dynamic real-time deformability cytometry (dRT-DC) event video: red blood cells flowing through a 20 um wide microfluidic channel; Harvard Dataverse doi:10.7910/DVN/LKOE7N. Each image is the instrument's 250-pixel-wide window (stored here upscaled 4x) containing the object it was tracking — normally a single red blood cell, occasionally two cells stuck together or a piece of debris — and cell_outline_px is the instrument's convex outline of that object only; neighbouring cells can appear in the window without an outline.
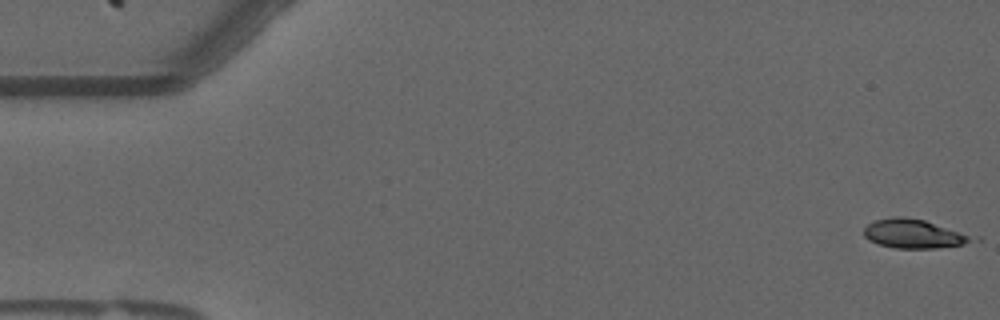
{"species": "common noctule bat (a hibernating species)", "species_latin": "Nyctalus noctula", "temperature_condition": "warm", "stored_images_in_passage": 17, "camera_frame_rate_fps": 3000, "um_per_image_px": 0.085, "animal": {"sex": "male", "forearm_length_mm": 52.5}, "frame": {"image": 1, "passage_image": 1, "time_ms": 0.0, "image_size_px": [1000, 320], "cell_outline_px": [[972, 240], [964, 244], [936, 248], [896, 248], [880, 244], [868, 240], [864, 236], [864, 228], [868, 224], [876, 220], [892, 216], [904, 216], [924, 220], [968, 236]], "centroid_in_image_um": [77.52, 19.86], "position_along_channel_um": 7.5, "area_um2": 17.57}}
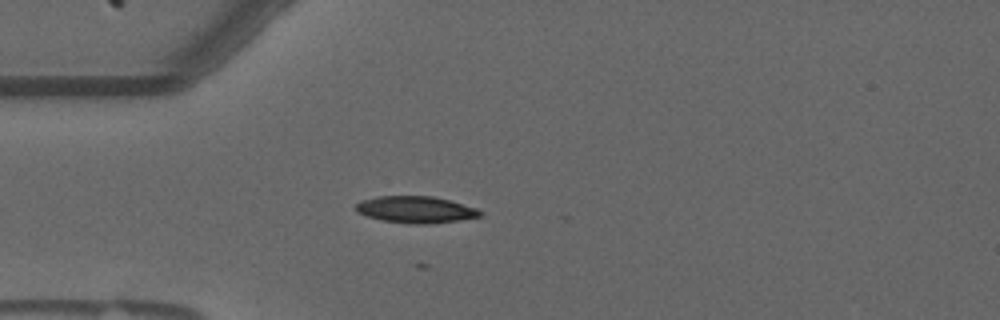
{"frame": {"image": 2, "passage_image": 15, "time_ms": 4.667, "image_size_px": [1000, 320], "cell_outline_px": [[484, 216], [460, 220], [428, 224], [408, 224], [380, 220], [356, 212], [352, 208], [356, 204], [364, 200], [376, 196], [432, 196], [448, 200], [476, 208], [484, 212]], "centroid_in_image_um": [35.33, 17.82], "position_along_channel_um": 49.7, "area_um2": 19.54}}